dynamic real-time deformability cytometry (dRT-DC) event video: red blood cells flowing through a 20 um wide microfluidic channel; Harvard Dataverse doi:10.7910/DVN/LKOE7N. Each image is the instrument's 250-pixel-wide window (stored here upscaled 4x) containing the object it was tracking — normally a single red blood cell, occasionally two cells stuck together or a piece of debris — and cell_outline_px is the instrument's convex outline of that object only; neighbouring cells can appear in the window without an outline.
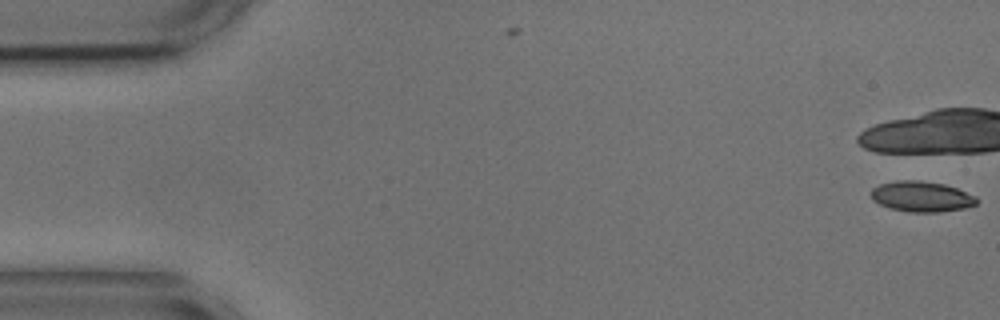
{"species": "common noctule bat (a hibernating species)", "species_latin": "Nyctalus noctula", "temperature_condition": "cold", "stored_images_in_passage": 2, "camera_frame_rate_fps": 3000, "um_per_image_px": 0.085, "animal": {"sex": "male", "body_mass_g": 17.9, "forearm_length_mm": 54.2}, "frame": {"image": 1, "passage_image": 2, "time_ms": 0.333, "image_size_px": [1000, 320], "cell_outline_px": [[976, 204], [964, 208], [940, 212], [908, 212], [892, 208], [880, 204], [872, 200], [872, 188], [880, 184], [896, 180], [916, 180], [944, 184], [956, 188], [976, 196]], "centroid_in_image_um": [78.32, 16.7], "position_along_channel_um": 6.7, "area_um2": 18.61}}